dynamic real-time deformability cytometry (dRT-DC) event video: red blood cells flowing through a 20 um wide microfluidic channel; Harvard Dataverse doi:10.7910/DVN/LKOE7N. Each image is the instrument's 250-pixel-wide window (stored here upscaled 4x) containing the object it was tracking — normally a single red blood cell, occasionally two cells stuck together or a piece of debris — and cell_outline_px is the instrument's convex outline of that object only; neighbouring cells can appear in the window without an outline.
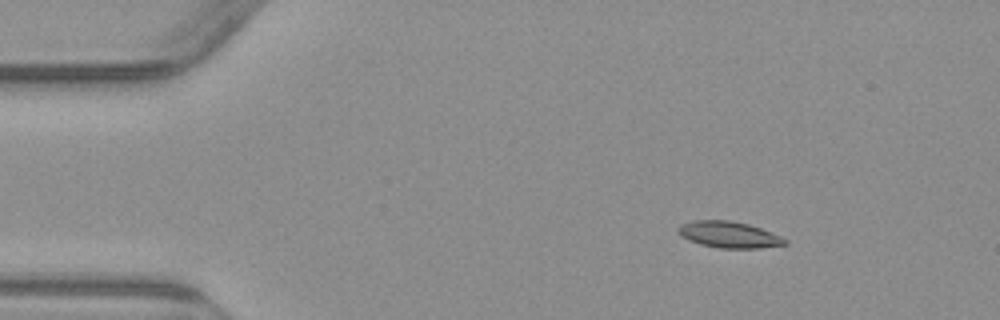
{"species": "common noctule bat (a hibernating species)", "species_latin": "Nyctalus noctula", "temperature_condition": "warm", "stored_images_in_passage": 5, "camera_frame_rate_fps": 3000, "um_per_image_px": 0.085, "animal": {"sex": "male", "body_mass_g": 23.1, "forearm_length_mm": 52.7}, "frame": {"image": 1, "passage_image": 2, "time_ms": 2.333, "image_size_px": [1000, 320], "cell_outline_px": [[788, 244], [760, 248], [720, 248], [700, 244], [688, 240], [680, 236], [676, 228], [680, 224], [696, 220], [732, 220], [748, 224], [760, 228], [780, 236], [788, 240]], "centroid_in_image_um": [61.94, 19.94], "position_along_channel_um": 23.1, "area_um2": 16.47}}
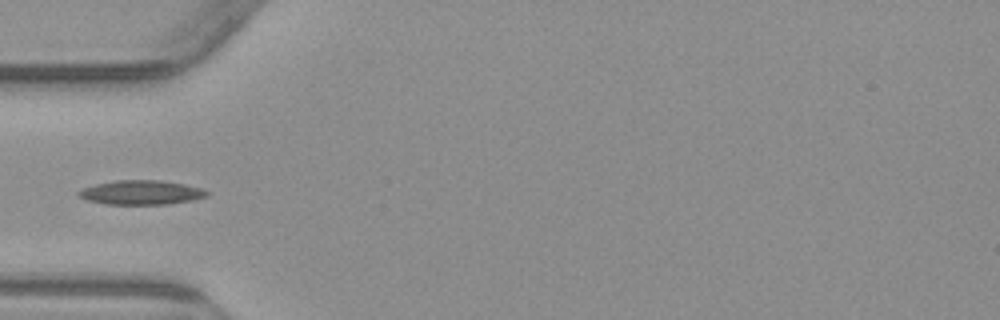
{"frame": {"image": 2, "passage_image": 4, "time_ms": 5.667, "image_size_px": [1000, 320], "cell_outline_px": [[208, 196], [192, 200], [168, 204], [104, 204], [88, 200], [80, 196], [76, 192], [80, 188], [96, 184], [116, 180], [160, 180], [184, 184], [204, 188], [208, 192]], "centroid_in_image_um": [12.01, 16.35], "position_along_channel_um": 73.0, "area_um2": 18.21}}
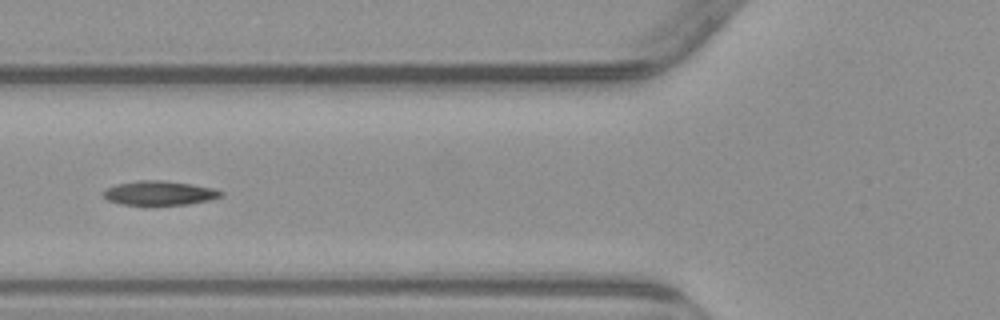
{"frame": {"image": 3, "passage_image": 5, "time_ms": 6.667, "image_size_px": [1000, 320], "cell_outline_px": [[224, 196], [208, 200], [188, 204], [148, 208], [144, 208], [120, 204], [108, 200], [104, 196], [104, 192], [108, 188], [116, 184], [136, 180], [160, 180], [192, 184], [212, 188], [224, 192]], "centroid_in_image_um": [13.53, 16.46], "position_along_channel_um": 112.3, "area_um2": 17.4}}